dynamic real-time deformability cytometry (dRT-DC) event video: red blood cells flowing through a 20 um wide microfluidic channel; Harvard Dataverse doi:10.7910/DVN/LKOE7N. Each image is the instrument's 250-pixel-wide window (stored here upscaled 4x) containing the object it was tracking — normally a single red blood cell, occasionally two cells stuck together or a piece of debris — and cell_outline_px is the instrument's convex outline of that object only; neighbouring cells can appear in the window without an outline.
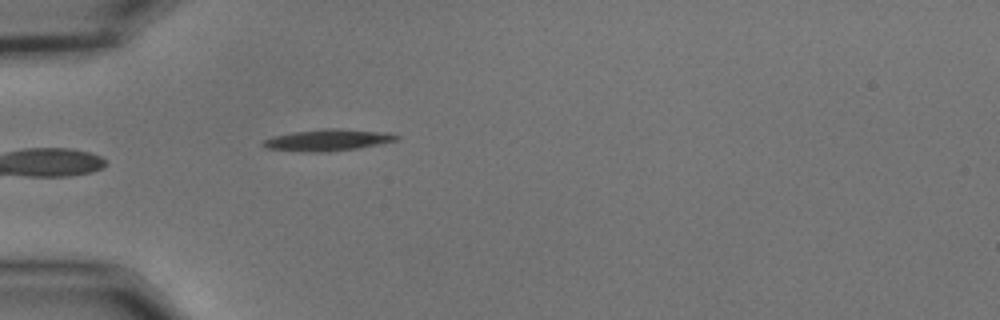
{"species": "common noctule bat (a hibernating species)", "species_latin": "Nyctalus noctula", "temperature_condition": "cold", "stored_images_in_passage": 26, "camera_frame_rate_fps": 3000, "um_per_image_px": 0.085, "animal": {"sex": "male", "body_mass_g": 15.6}, "frame": {"image": 1, "passage_image": 1, "time_ms": 0.0, "image_size_px": [1000, 320], "cell_outline_px": [[400, 136], [396, 140], [356, 148], [328, 152], [312, 152], [264, 148], [260, 144], [264, 140], [272, 136], [292, 132], [324, 128], [340, 128], [392, 132]], "centroid_in_image_um": [27.85, 11.88], "position_along_channel_um": 57.1, "area_um2": 16.88}}
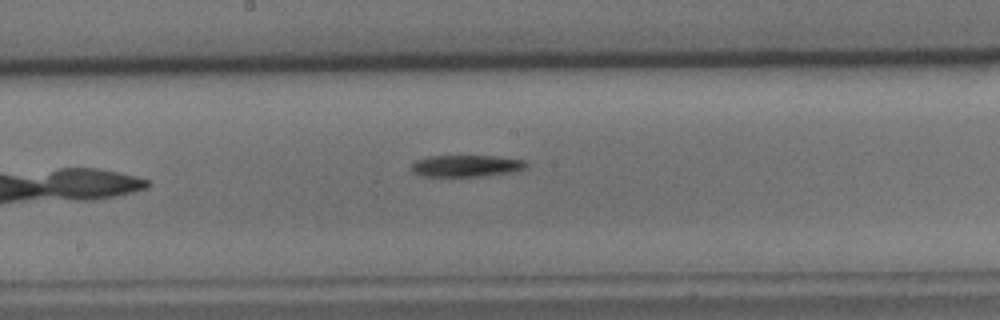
{"frame": {"image": 2, "passage_image": 14, "time_ms": 4.333, "image_size_px": [1000, 320], "cell_outline_px": [[528, 164], [524, 168], [508, 172], [484, 176], [424, 176], [412, 172], [412, 164], [416, 160], [428, 156], [496, 156], [524, 160]], "centroid_in_image_um": [39.6, 14.09], "position_along_channel_um": 208.6, "area_um2": 14.33}}
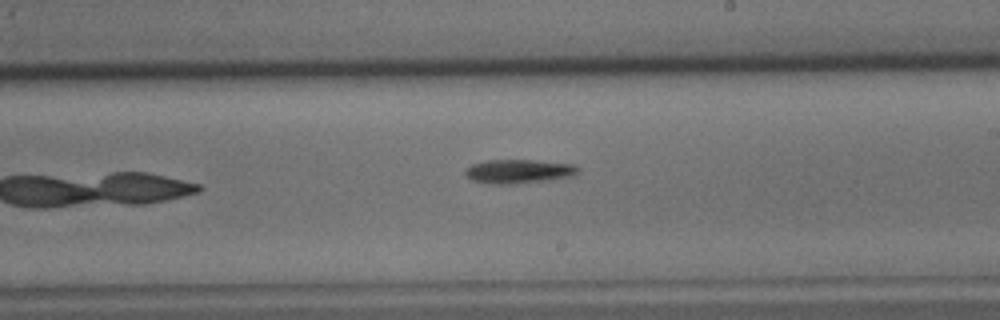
{"frame": {"image": 3, "passage_image": 17, "time_ms": 5.333, "image_size_px": [1000, 320], "cell_outline_px": [[580, 172], [576, 176], [552, 180], [516, 184], [488, 184], [472, 180], [464, 172], [472, 164], [488, 160], [536, 160], [572, 164], [580, 168]], "centroid_in_image_um": [44.17, 14.58], "position_along_channel_um": 244.8, "area_um2": 16.01}}